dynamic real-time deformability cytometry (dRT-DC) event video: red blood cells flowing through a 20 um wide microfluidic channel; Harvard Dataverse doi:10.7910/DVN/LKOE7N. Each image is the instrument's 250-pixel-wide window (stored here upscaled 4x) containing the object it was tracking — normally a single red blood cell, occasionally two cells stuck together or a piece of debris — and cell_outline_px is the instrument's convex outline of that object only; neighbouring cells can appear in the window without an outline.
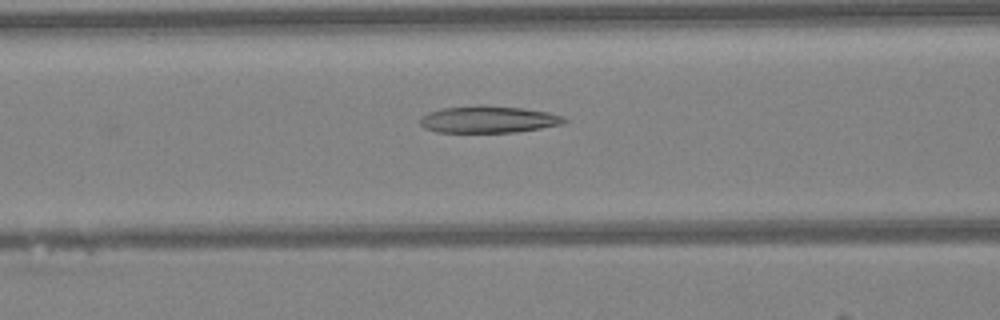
{"species": "Egyptian fruit bat (a non-hibernating species)", "species_latin": "Rousettus aegyptiacus", "temperature_condition": "warm", "stored_images_in_passage": 36, "camera_frame_rate_fps": 3000, "um_per_image_px": 0.085, "animal": {"sex": "female"}, "frame": {"image": 1, "passage_image": 8, "time_ms": 2.333, "image_size_px": [1000, 320], "cell_outline_px": [[568, 120], [564, 124], [516, 132], [436, 132], [424, 128], [420, 124], [420, 116], [428, 112], [444, 108], [524, 108], [548, 112], [564, 116]], "centroid_in_image_um": [41.55, 10.2], "position_along_channel_um": 125.1, "area_um2": 21.73}}
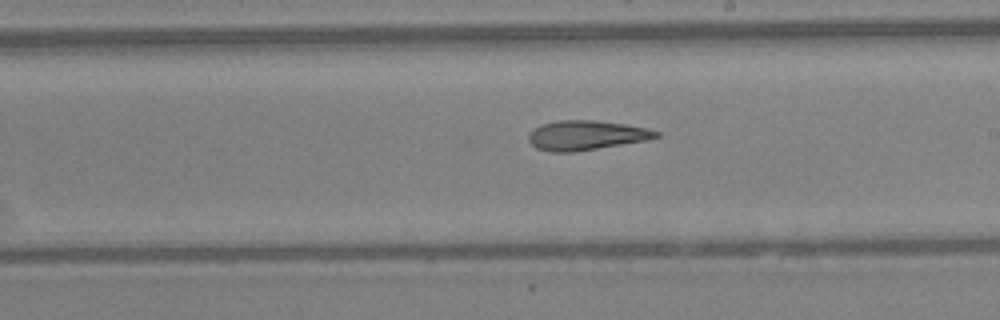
{"frame": {"image": 2, "passage_image": 16, "time_ms": 5.0, "image_size_px": [1000, 320], "cell_outline_px": [[660, 136], [648, 140], [572, 152], [552, 152], [536, 148], [528, 140], [528, 132], [532, 128], [540, 124], [556, 120], [596, 120], [624, 124], [648, 128], [660, 132]], "centroid_in_image_um": [49.79, 11.49], "position_along_channel_um": 239.2, "area_um2": 22.14}}
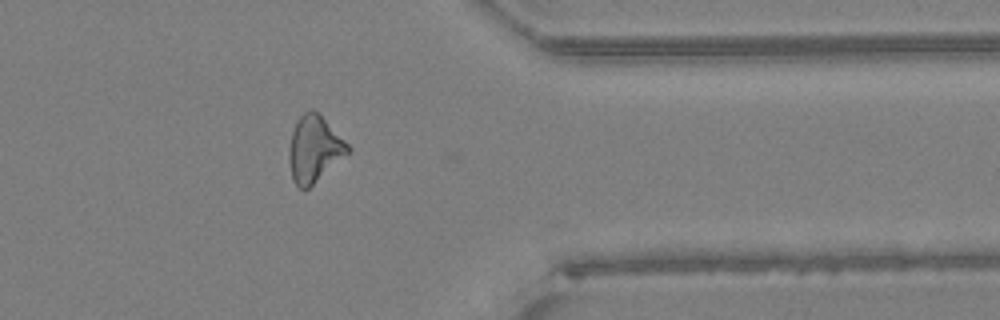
{"frame": {"image": 3, "passage_image": 27, "time_ms": 8.667, "image_size_px": [1000, 320], "cell_outline_px": [[352, 152], [308, 188], [300, 188], [292, 180], [288, 156], [288, 148], [292, 132], [296, 120], [304, 112], [312, 108], [352, 148]], "centroid_in_image_um": [26.71, 12.68], "position_along_channel_um": 384.7, "area_um2": 22.66}, "authors_computed_cell_mechanics": {"area_um2": 22.3397, "velocity_mm_per_s": 4.2977, "shape_relaxation_time_tau1_ms": null, "shape_relaxation_time_tau2_ms": 4.5891, "deformation_change_tau1": null, "deformation_change_tau2": 0.177}}